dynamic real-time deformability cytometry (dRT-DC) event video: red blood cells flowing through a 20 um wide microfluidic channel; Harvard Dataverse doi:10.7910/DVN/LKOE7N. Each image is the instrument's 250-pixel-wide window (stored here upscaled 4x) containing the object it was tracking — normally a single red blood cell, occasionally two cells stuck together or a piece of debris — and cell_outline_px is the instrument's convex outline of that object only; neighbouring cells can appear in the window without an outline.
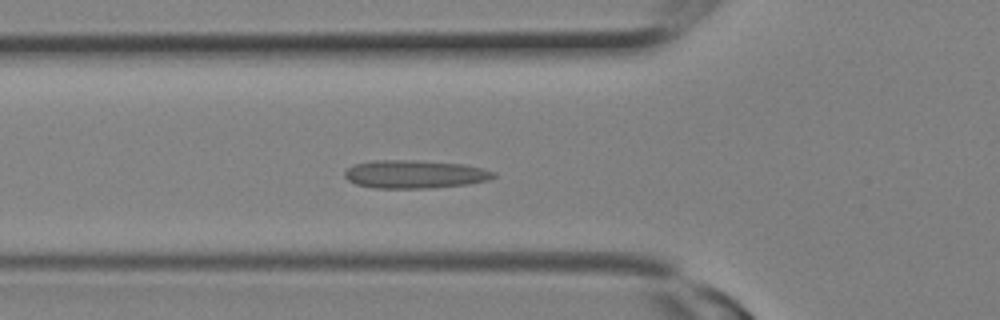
{"species": "Egyptian fruit bat (a non-hibernating species)", "species_latin": "Rousettus aegyptiacus", "temperature_condition": "room temperature", "stored_images_in_passage": 24, "camera_frame_rate_fps": 3000, "um_per_image_px": 0.085, "animal": {"sex": "female"}, "frame": {"image": 1, "passage_image": 8, "time_ms": 2.333, "image_size_px": [1000, 320], "cell_outline_px": [[496, 176], [488, 180], [468, 184], [428, 188], [372, 188], [356, 184], [348, 180], [344, 176], [344, 172], [352, 164], [372, 160], [416, 160], [464, 164], [496, 172]], "centroid_in_image_um": [35.22, 14.8], "position_along_channel_um": 90.6, "area_um2": 24.57}}
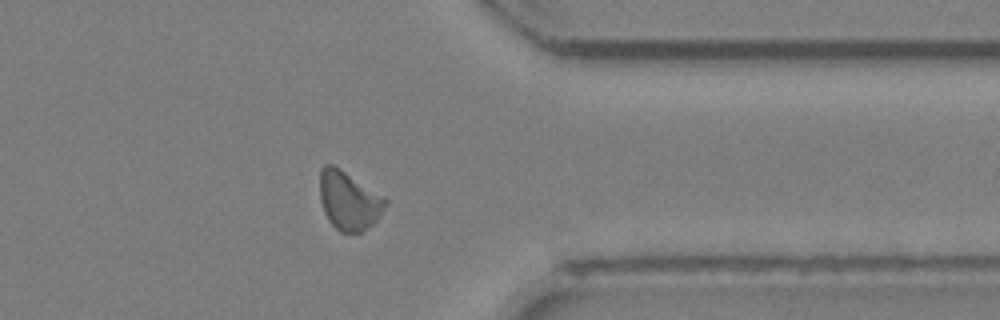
{"frame": {"image": 2, "passage_image": 19, "time_ms": 6.0, "image_size_px": [1000, 320], "cell_outline_px": [[388, 204], [380, 216], [372, 224], [360, 232], [340, 232], [328, 220], [324, 212], [320, 200], [320, 168], [324, 164], [332, 164], [384, 196], [388, 200]], "centroid_in_image_um": [29.65, 17.05], "position_along_channel_um": 381.8, "area_um2": 22.31}}
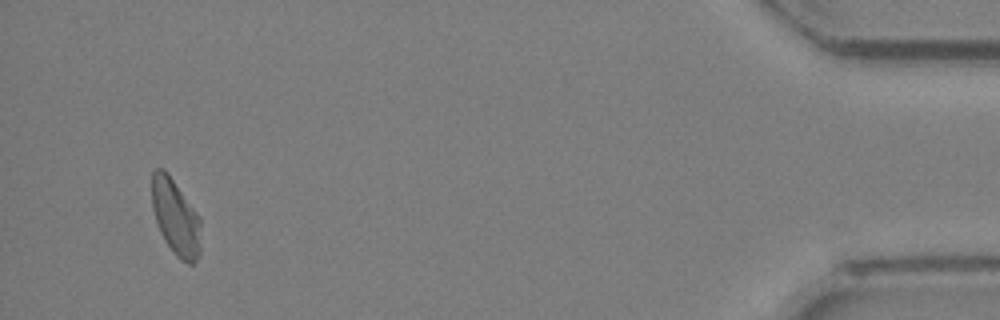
{"frame": {"image": 3, "passage_image": 23, "time_ms": 7.333, "image_size_px": [1000, 320], "cell_outline_px": [[200, 256], [192, 264], [188, 264], [180, 260], [176, 256], [164, 240], [160, 232], [152, 208], [152, 172], [156, 168], [164, 168], [168, 172], [200, 216]], "centroid_in_image_um": [14.93, 18.46], "position_along_channel_um": 420.3, "area_um2": 21.91}}